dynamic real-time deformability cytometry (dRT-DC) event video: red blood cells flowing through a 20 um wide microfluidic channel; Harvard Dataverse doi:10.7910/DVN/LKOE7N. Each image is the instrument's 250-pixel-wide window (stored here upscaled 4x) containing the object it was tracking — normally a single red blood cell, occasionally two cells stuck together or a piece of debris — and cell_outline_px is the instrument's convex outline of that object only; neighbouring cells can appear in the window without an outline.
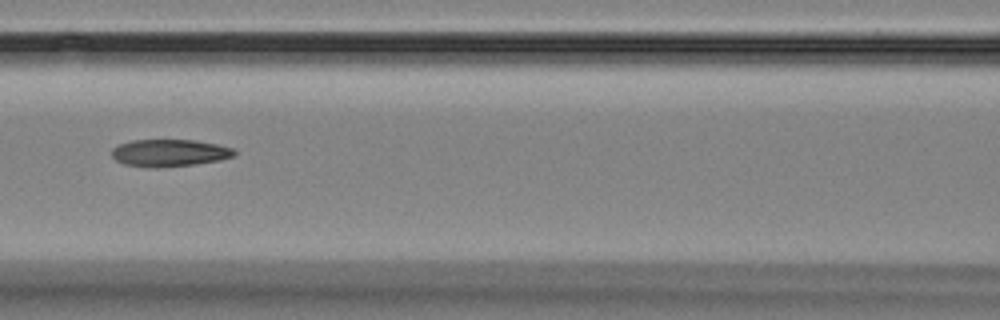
{"species": "Egyptian fruit bat (a non-hibernating species)", "species_latin": "Rousettus aegyptiacus", "temperature_condition": "room temperature", "stored_images_in_passage": 11, "camera_frame_rate_fps": 3000, "um_per_image_px": 0.085, "animal": {"sex": "female"}, "frame": {"image": 1, "passage_image": 8, "time_ms": 8.0, "image_size_px": [1000, 320], "cell_outline_px": [[236, 152], [232, 156], [220, 160], [192, 164], [156, 168], [152, 168], [124, 164], [116, 160], [112, 156], [112, 148], [120, 144], [132, 140], [196, 140], [216, 144], [232, 148]], "centroid_in_image_um": [14.37, 12.99], "position_along_channel_um": 152.2, "area_um2": 19.25}}
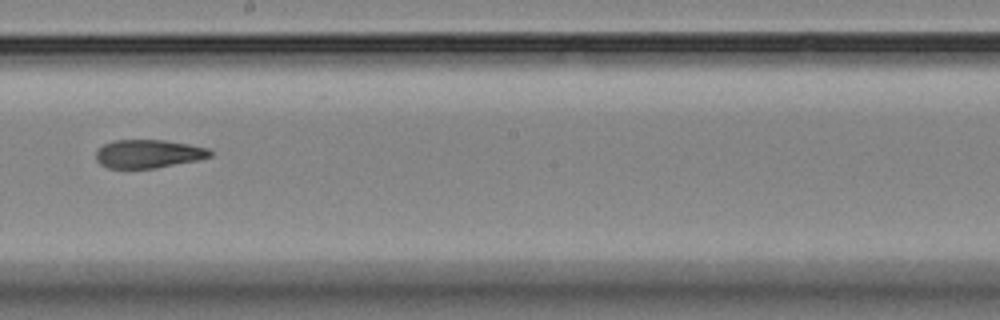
{"frame": {"image": 2, "passage_image": 10, "time_ms": 10.333, "image_size_px": [1000, 320], "cell_outline_px": [[212, 156], [196, 160], [156, 168], [108, 168], [100, 164], [96, 160], [96, 152], [104, 144], [112, 140], [164, 140], [188, 144], [208, 148], [212, 152]], "centroid_in_image_um": [12.59, 13.07], "position_along_channel_um": 235.6, "area_um2": 18.79}}
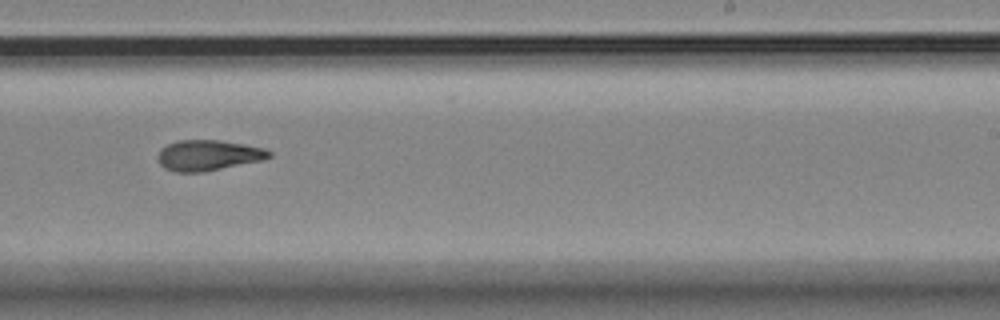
{"frame": {"image": 3, "passage_image": 11, "time_ms": 11.333, "image_size_px": [1000, 320], "cell_outline_px": [[272, 156], [260, 160], [204, 172], [176, 172], [164, 168], [156, 160], [156, 156], [160, 148], [176, 140], [220, 140], [264, 148], [272, 152]], "centroid_in_image_um": [17.63, 13.2], "position_along_channel_um": 271.4, "area_um2": 19.88}}